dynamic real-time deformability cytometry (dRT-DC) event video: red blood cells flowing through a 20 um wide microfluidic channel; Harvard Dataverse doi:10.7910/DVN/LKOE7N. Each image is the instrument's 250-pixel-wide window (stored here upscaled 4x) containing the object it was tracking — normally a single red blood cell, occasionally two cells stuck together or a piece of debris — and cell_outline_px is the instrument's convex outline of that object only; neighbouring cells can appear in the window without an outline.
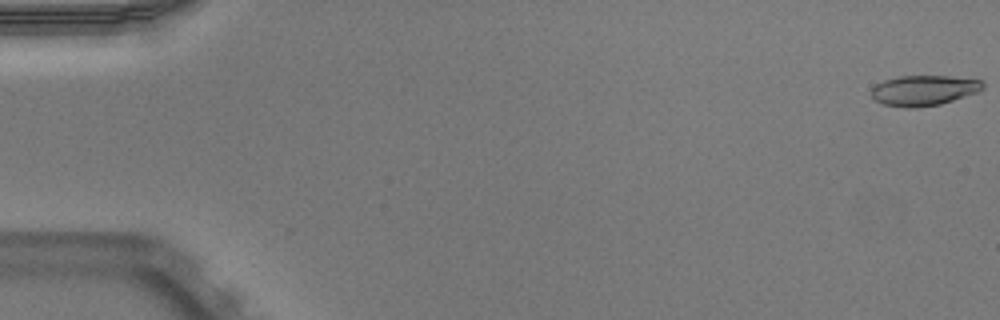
{"species": "Egyptian fruit bat (a non-hibernating species)", "species_latin": "Rousettus aegyptiacus", "temperature_condition": "warm", "stored_images_in_passage": 10, "camera_frame_rate_fps": 3000, "um_per_image_px": 0.085, "animal": {"sex": "male"}, "frame": {"image": 1, "passage_image": 1, "time_ms": 0.0, "image_size_px": [1000, 320], "cell_outline_px": [[984, 88], [980, 92], [940, 104], [916, 108], [904, 108], [884, 104], [876, 100], [872, 96], [872, 88], [876, 84], [884, 80], [900, 76], [948, 76], [984, 80]], "centroid_in_image_um": [78.57, 7.68], "position_along_channel_um": 6.4, "area_um2": 19.83}}